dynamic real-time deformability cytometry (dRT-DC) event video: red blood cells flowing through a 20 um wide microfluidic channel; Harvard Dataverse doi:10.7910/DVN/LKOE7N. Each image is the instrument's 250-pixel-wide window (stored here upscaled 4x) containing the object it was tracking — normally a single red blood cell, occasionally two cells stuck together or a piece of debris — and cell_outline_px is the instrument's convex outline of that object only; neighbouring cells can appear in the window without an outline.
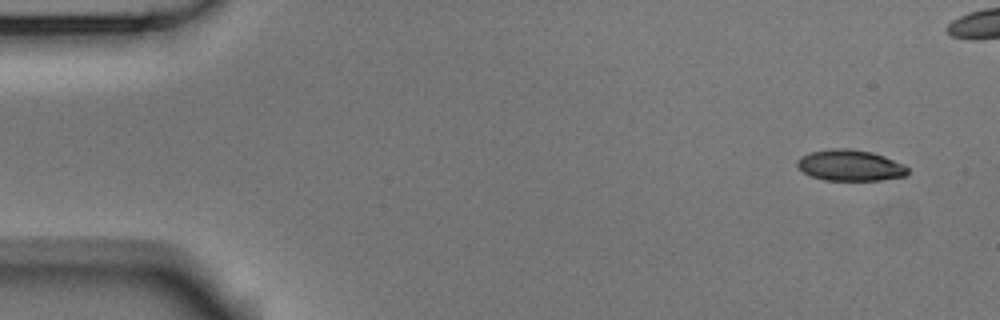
{"species": "Egyptian fruit bat (a non-hibernating species)", "species_latin": "Rousettus aegyptiacus", "temperature_condition": "room temperature", "stored_images_in_passage": 10, "camera_frame_rate_fps": 3000, "um_per_image_px": 0.085, "animal": {"sex": "male"}, "frame": {"image": 1, "passage_image": 1, "time_ms": 0.0, "image_size_px": [1000, 320], "cell_outline_px": [[908, 172], [904, 176], [880, 180], [824, 180], [812, 176], [804, 172], [796, 164], [796, 160], [800, 156], [808, 152], [832, 148], [848, 148], [872, 152], [884, 156], [904, 164], [908, 168]], "centroid_in_image_um": [72.24, 14.04], "position_along_channel_um": 12.8, "area_um2": 20.06}}
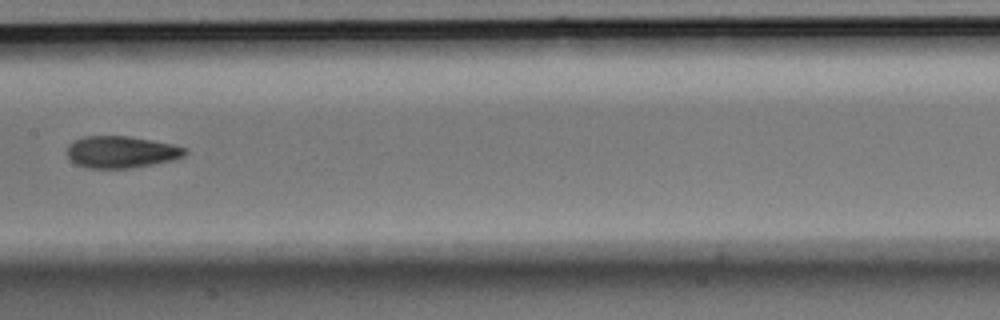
{"frame": {"image": 2, "passage_image": 7, "time_ms": 2.0, "image_size_px": [1000, 320], "cell_outline_px": [[188, 152], [184, 156], [176, 160], [132, 168], [88, 168], [76, 164], [68, 156], [68, 144], [84, 136], [128, 136], [152, 140], [172, 144], [184, 148]], "centroid_in_image_um": [10.34, 12.92], "position_along_channel_um": 197.1, "area_um2": 21.91}}
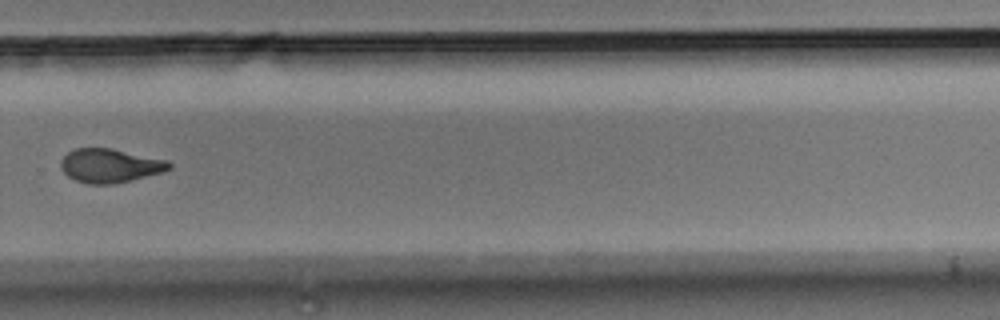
{"frame": {"image": 3, "passage_image": 10, "time_ms": 3.0, "image_size_px": [1000, 320], "cell_outline_px": [[172, 168], [164, 172], [116, 184], [88, 184], [76, 180], [68, 176], [60, 168], [60, 160], [68, 152], [76, 148], [112, 148], [168, 160], [172, 164]], "centroid_in_image_um": [9.37, 14.08], "position_along_channel_um": 320.4, "area_um2": 21.62}}